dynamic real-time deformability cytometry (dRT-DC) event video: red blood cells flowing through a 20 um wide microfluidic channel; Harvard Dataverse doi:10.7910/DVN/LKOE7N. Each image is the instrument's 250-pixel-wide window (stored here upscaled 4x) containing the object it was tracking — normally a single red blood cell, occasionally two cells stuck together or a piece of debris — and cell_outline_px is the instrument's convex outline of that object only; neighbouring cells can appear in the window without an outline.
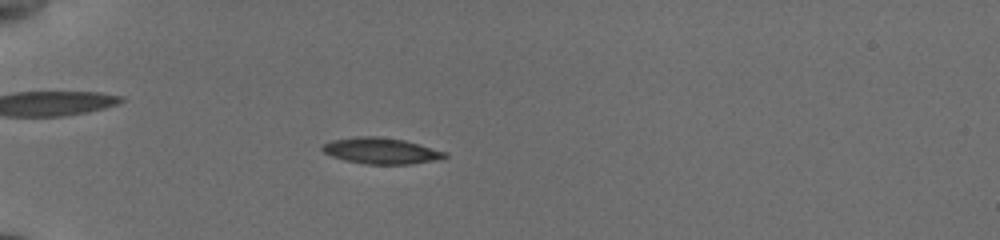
{"species": "common noctule bat (a hibernating species)", "species_latin": "Nyctalus noctula", "temperature_condition": "cold", "stored_images_in_passage": 56, "camera_frame_rate_fps": 3000, "um_per_image_px": 0.085, "animal": {"sex": "female", "body_mass_g": 19.5, "forearm_length_mm": 54.1}, "frame": {"image": 1, "passage_image": 18, "time_ms": 5.667, "image_size_px": [1000, 240], "cell_outline_px": [[448, 156], [432, 160], [408, 164], [364, 164], [344, 160], [332, 156], [324, 152], [320, 148], [324, 144], [332, 140], [360, 136], [376, 136], [404, 140], [448, 152]], "centroid_in_image_um": [32.37, 12.81], "position_along_channel_um": 52.6, "area_um2": 18.44}}
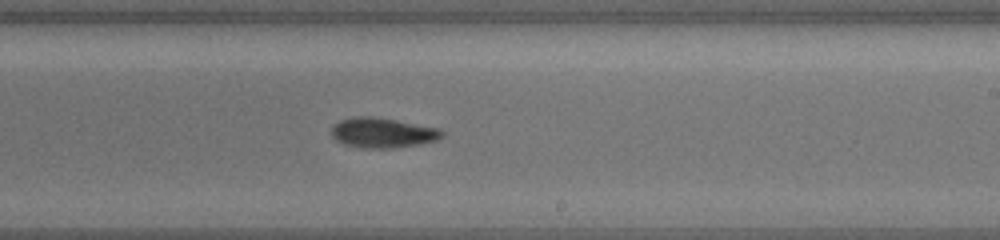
{"frame": {"image": 2, "passage_image": 36, "time_ms": 11.667, "image_size_px": [1000, 240], "cell_outline_px": [[444, 136], [436, 140], [420, 144], [392, 148], [360, 148], [344, 144], [336, 140], [332, 136], [332, 128], [340, 120], [352, 116], [372, 116], [396, 120], [440, 128], [444, 132]], "centroid_in_image_um": [32.53, 11.28], "position_along_channel_um": 256.5, "area_um2": 19.42}}
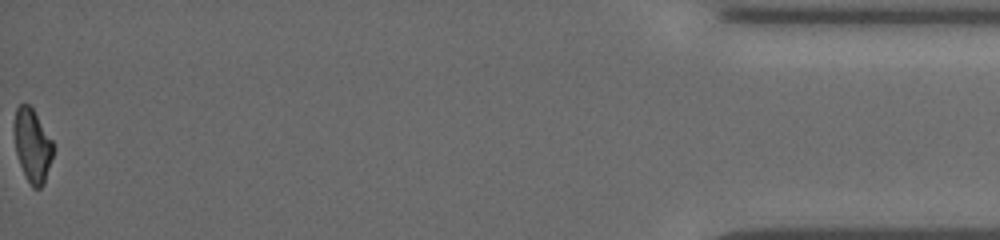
{"frame": {"image": 3, "passage_image": 56, "time_ms": 18.333, "image_size_px": [1000, 240], "cell_outline_px": [[56, 148], [44, 184], [40, 188], [32, 188], [20, 164], [16, 152], [12, 124], [16, 108], [20, 104], [28, 104], [32, 108], [52, 140]], "centroid_in_image_um": [2.76, 12.36], "position_along_channel_um": 432.4, "area_um2": 16.88}, "authors_computed_cell_mechanics": {"area_um2": 17.8891, "velocity_mm_per_s": 3.8319, "shape_relaxation_time_tau1_ms": 4.8619, "shape_relaxation_time_tau2_ms": null, "deformation_change_tau1": 0.1551, "deformation_change_tau2": null}}